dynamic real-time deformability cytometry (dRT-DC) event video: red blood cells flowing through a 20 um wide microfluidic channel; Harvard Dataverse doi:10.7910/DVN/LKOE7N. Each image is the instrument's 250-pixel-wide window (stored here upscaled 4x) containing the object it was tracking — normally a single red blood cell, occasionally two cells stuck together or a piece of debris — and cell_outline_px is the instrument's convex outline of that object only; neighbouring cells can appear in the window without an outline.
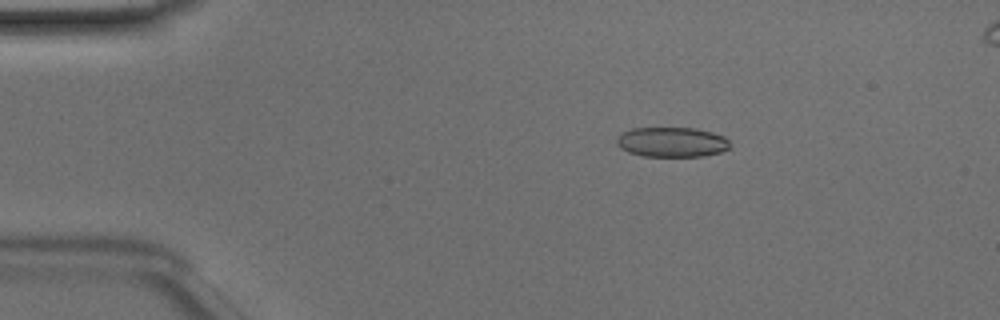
{"species": "Egyptian fruit bat (a non-hibernating species)", "species_latin": "Rousettus aegyptiacus", "temperature_condition": "room temperature", "stored_images_in_passage": 49, "camera_frame_rate_fps": 3000, "um_per_image_px": 0.085, "animal": {"sex": "male"}, "frame": {"image": 1, "passage_image": 8, "time_ms": 2.333, "image_size_px": [1000, 320], "cell_outline_px": [[728, 148], [720, 152], [704, 156], [644, 156], [628, 152], [620, 148], [616, 144], [616, 140], [624, 132], [632, 128], [696, 128], [712, 132], [724, 136], [728, 140]], "centroid_in_image_um": [57.1, 12.07], "position_along_channel_um": 27.9, "area_um2": 19.59}}
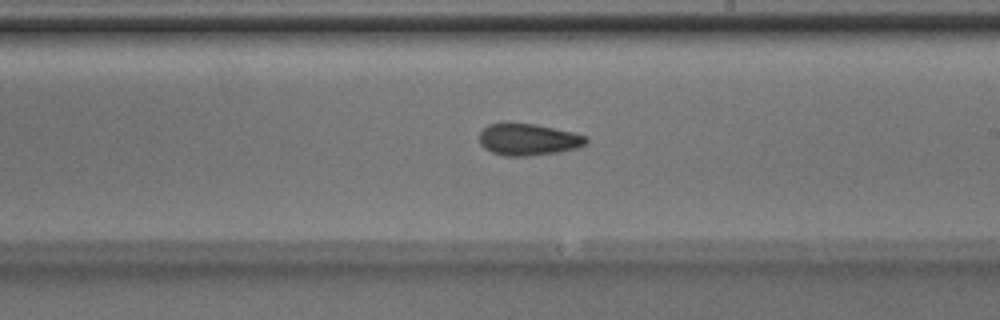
{"frame": {"image": 2, "passage_image": 28, "time_ms": 9.0, "image_size_px": [1000, 320], "cell_outline_px": [[588, 144], [576, 148], [556, 152], [524, 156], [504, 156], [492, 152], [484, 148], [480, 144], [480, 132], [488, 124], [508, 120], [536, 124], [572, 132], [588, 136]], "centroid_in_image_um": [44.87, 11.82], "position_along_channel_um": 244.1, "area_um2": 20.23}}
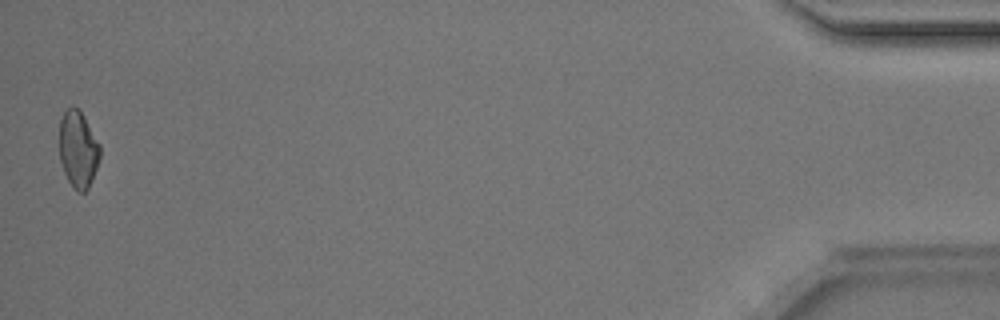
{"frame": {"image": 3, "passage_image": 48, "time_ms": 15.667, "image_size_px": [1000, 320], "cell_outline_px": [[100, 156], [96, 168], [88, 188], [84, 192], [76, 192], [68, 180], [64, 172], [60, 160], [60, 120], [64, 112], [68, 108], [76, 108], [84, 116], [100, 144]], "centroid_in_image_um": [6.64, 12.71], "position_along_channel_um": 428.6, "area_um2": 17.92}}